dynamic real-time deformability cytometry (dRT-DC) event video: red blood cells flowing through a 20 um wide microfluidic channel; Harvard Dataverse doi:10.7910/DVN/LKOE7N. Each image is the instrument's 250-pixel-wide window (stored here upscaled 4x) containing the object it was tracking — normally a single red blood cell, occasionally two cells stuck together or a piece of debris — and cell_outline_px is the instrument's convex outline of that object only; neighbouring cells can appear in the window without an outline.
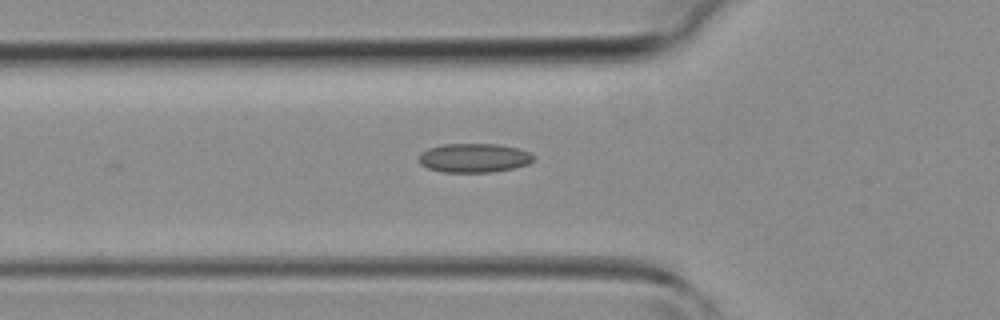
{"species": "common noctule bat (a hibernating species)", "species_latin": "Nyctalus noctula", "temperature_condition": "room temperature", "stored_images_in_passage": 37, "camera_frame_rate_fps": 3000, "um_per_image_px": 0.085, "animal": {"sex": "female", "body_mass_g": 19.3, "forearm_length_mm": 54.1}, "frame": {"image": 1, "passage_image": 13, "time_ms": 4.0, "image_size_px": [1000, 320], "cell_outline_px": [[536, 160], [528, 164], [512, 168], [492, 172], [444, 172], [428, 168], [420, 164], [416, 156], [420, 152], [428, 148], [444, 144], [496, 144], [516, 148], [528, 152], [536, 156]], "centroid_in_image_um": [40.26, 13.42], "position_along_channel_um": 85.5, "area_um2": 19.54}}
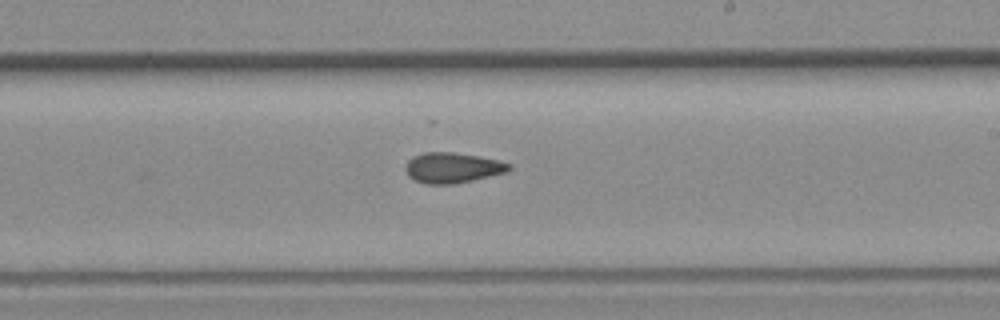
{"frame": {"image": 2, "passage_image": 23, "time_ms": 7.333, "image_size_px": [1000, 320], "cell_outline_px": [[512, 168], [508, 172], [472, 180], [452, 184], [424, 184], [408, 176], [404, 168], [408, 160], [412, 156], [424, 152], [452, 152], [480, 156], [500, 160], [512, 164]], "centroid_in_image_um": [38.48, 14.25], "position_along_channel_um": 250.5, "area_um2": 18.55}}
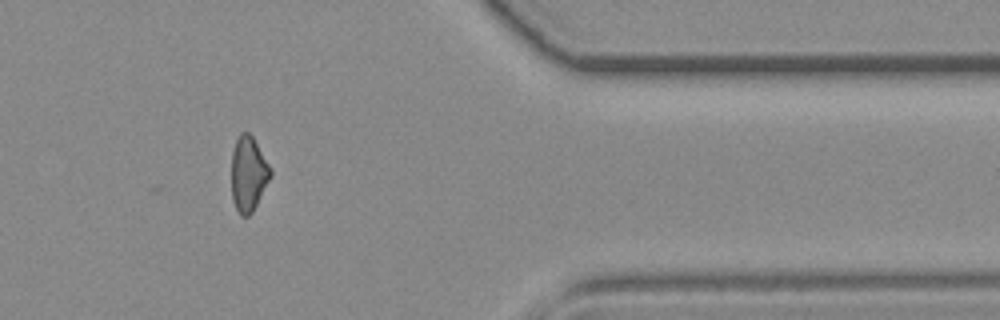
{"frame": {"image": 3, "passage_image": 33, "time_ms": 10.667, "image_size_px": [1000, 320], "cell_outline_px": [[272, 176], [252, 212], [248, 216], [240, 216], [232, 200], [232, 152], [236, 140], [240, 132], [248, 132], [252, 136], [272, 168]], "centroid_in_image_um": [21.12, 14.78], "position_along_channel_um": 390.3, "area_um2": 17.11}}